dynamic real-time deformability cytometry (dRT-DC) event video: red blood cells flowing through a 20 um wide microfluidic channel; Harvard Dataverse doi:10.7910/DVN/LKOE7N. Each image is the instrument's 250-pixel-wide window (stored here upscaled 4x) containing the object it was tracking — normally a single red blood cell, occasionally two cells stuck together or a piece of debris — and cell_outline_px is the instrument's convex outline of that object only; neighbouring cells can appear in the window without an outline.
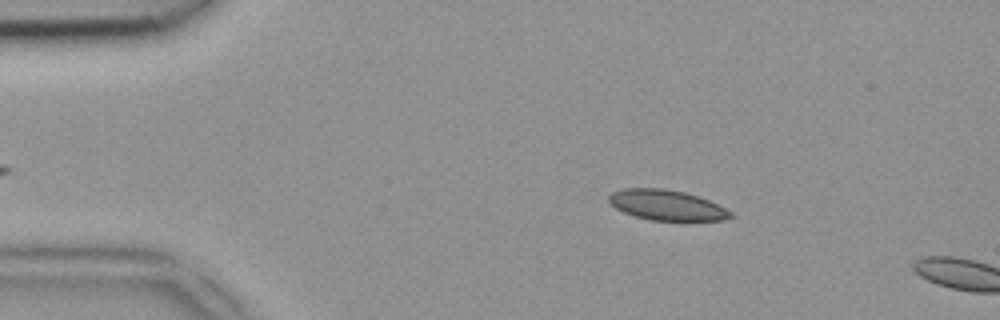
{"species": "common noctule bat (a hibernating species)", "species_latin": "Nyctalus noctula", "temperature_condition": "room temperature", "stored_images_in_passage": 9, "camera_frame_rate_fps": 3000, "um_per_image_px": 0.085, "animal": {"sex": "female", "body_mass_g": 18.4}, "frame": {"image": 1, "passage_image": 7, "time_ms": 2.0, "image_size_px": [1000, 320], "cell_outline_px": [[732, 216], [724, 220], [652, 220], [636, 216], [624, 212], [616, 208], [608, 200], [608, 196], [612, 192], [624, 188], [664, 188], [684, 192], [708, 200], [732, 212]], "centroid_in_image_um": [56.64, 17.42], "position_along_channel_um": 28.4, "area_um2": 21.15}}